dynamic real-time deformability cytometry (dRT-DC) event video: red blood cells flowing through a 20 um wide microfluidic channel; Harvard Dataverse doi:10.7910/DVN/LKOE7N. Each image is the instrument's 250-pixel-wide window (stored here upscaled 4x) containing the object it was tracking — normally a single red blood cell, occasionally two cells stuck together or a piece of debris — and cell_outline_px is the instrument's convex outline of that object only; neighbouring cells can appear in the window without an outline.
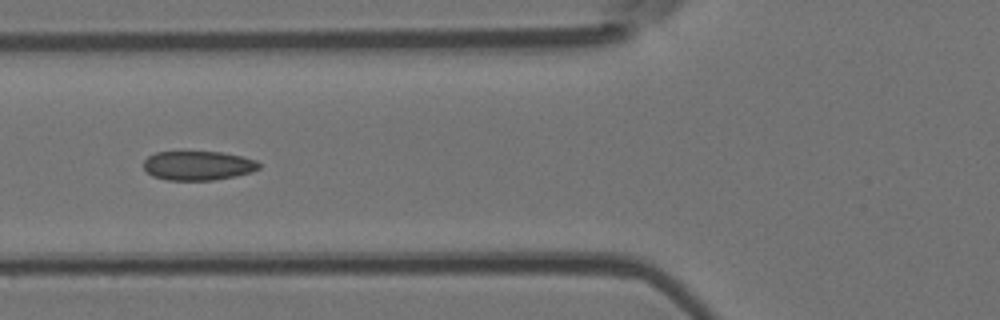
{"species": "Egyptian fruit bat (a non-hibernating species)", "species_latin": "Rousettus aegyptiacus", "temperature_condition": "room temperature", "stored_images_in_passage": 8, "camera_frame_rate_fps": 3000, "um_per_image_px": 0.085, "animal": {"sex": "female"}, "frame": {"image": 1, "passage_image": 5, "time_ms": 4.667, "image_size_px": [1000, 320], "cell_outline_px": [[260, 168], [252, 172], [236, 176], [212, 180], [168, 180], [152, 176], [144, 168], [144, 160], [148, 156], [156, 152], [220, 152], [240, 156], [256, 160], [260, 164]], "centroid_in_image_um": [16.84, 14.08], "position_along_channel_um": 109.0, "area_um2": 19.59}}
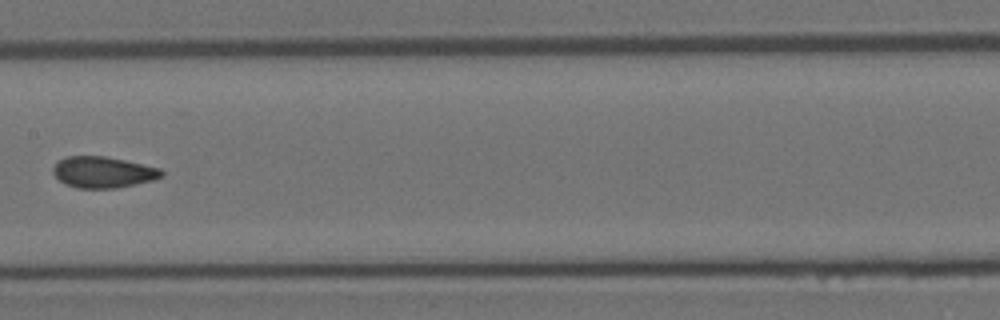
{"frame": {"image": 2, "passage_image": 7, "time_ms": 7.0, "image_size_px": [1000, 320], "cell_outline_px": [[164, 176], [152, 180], [116, 188], [76, 188], [64, 184], [52, 172], [52, 168], [56, 160], [64, 156], [104, 156], [124, 160], [160, 168], [164, 172]], "centroid_in_image_um": [8.71, 14.63], "position_along_channel_um": 198.7, "area_um2": 19.83}}
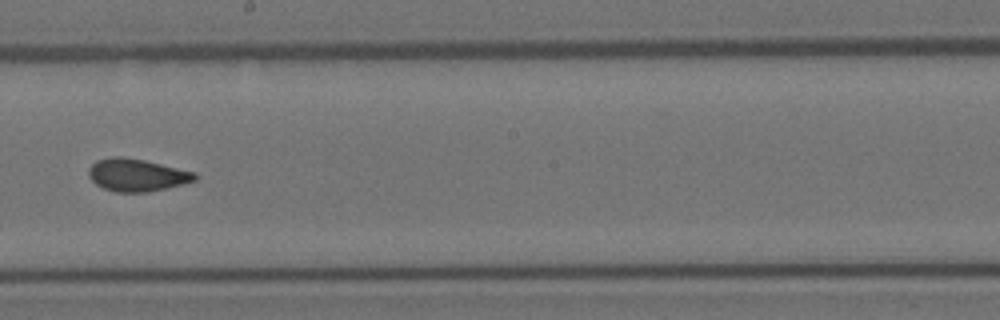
{"frame": {"image": 3, "passage_image": 8, "time_ms": 8.0, "image_size_px": [1000, 320], "cell_outline_px": [[196, 180], [184, 184], [148, 192], [116, 192], [104, 188], [96, 184], [88, 176], [88, 168], [96, 160], [112, 156], [124, 156], [144, 160], [196, 172]], "centroid_in_image_um": [11.62, 14.87], "position_along_channel_um": 236.6, "area_um2": 20.23}}